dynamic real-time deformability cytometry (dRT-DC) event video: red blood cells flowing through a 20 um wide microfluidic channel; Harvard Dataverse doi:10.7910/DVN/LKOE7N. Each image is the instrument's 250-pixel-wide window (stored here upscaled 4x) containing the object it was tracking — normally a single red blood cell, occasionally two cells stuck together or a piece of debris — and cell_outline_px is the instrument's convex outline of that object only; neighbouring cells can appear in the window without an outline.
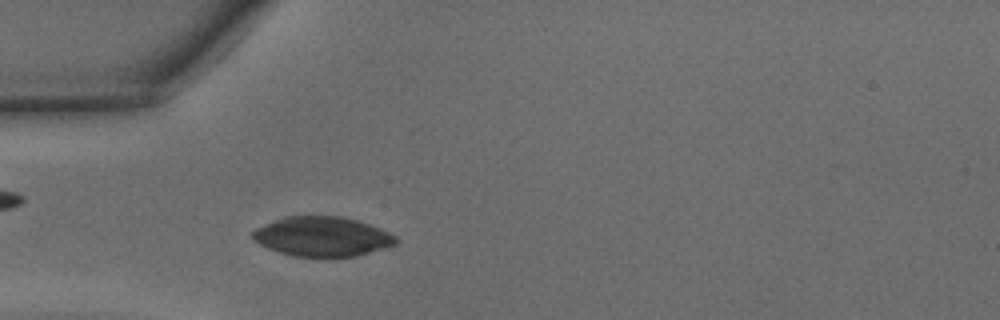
{"species": "common noctule bat (a hibernating species)", "species_latin": "Nyctalus noctula", "temperature_condition": "warm", "stored_images_in_passage": 36, "camera_frame_rate_fps": 3000, "um_per_image_px": 0.085, "animal": {"sex": "male", "body_mass_g": 15.6}, "frame": {"image": 1, "passage_image": 6, "time_ms": 1.667, "image_size_px": [1000, 320], "cell_outline_px": [[400, 240], [396, 244], [384, 248], [356, 256], [324, 260], [292, 256], [268, 248], [252, 240], [252, 232], [256, 228], [284, 216], [340, 216], [356, 220], [380, 228], [396, 236]], "centroid_in_image_um": [27.4, 20.15], "position_along_channel_um": 57.6, "area_um2": 33.81}}
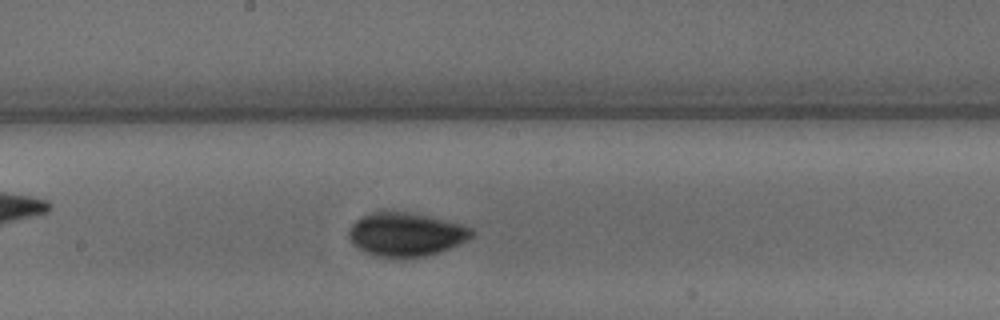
{"frame": {"image": 2, "passage_image": 17, "time_ms": 5.333, "image_size_px": [1000, 320], "cell_outline_px": [[476, 232], [468, 240], [440, 252], [424, 256], [376, 256], [364, 252], [352, 244], [348, 240], [348, 232], [352, 224], [356, 220], [372, 212], [408, 212], [428, 216], [464, 224], [472, 228]], "centroid_in_image_um": [34.52, 19.91], "position_along_channel_um": 213.7, "area_um2": 31.1}}
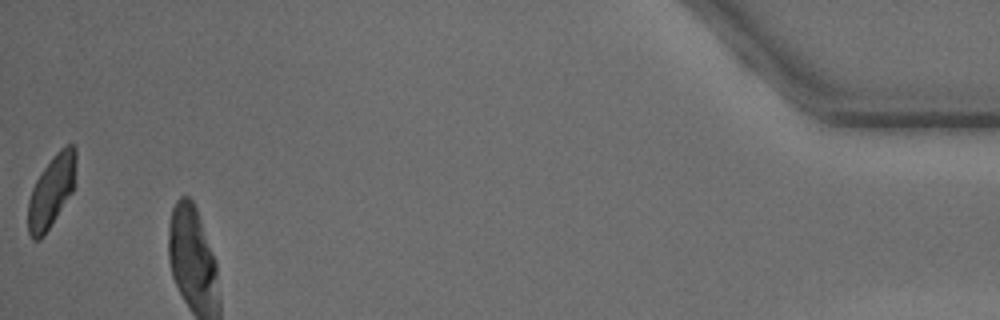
{"frame": {"image": 3, "passage_image": 36, "time_ms": 11.667, "image_size_px": [1000, 320], "cell_outline_px": [[76, 160], [72, 192], [44, 236], [40, 240], [32, 240], [28, 232], [28, 200], [32, 188], [36, 180], [44, 168], [56, 152], [60, 148], [68, 144], [72, 144], [76, 148]], "centroid_in_image_um": [4.35, 16.27], "position_along_channel_um": 430.8, "area_um2": 19.94}}